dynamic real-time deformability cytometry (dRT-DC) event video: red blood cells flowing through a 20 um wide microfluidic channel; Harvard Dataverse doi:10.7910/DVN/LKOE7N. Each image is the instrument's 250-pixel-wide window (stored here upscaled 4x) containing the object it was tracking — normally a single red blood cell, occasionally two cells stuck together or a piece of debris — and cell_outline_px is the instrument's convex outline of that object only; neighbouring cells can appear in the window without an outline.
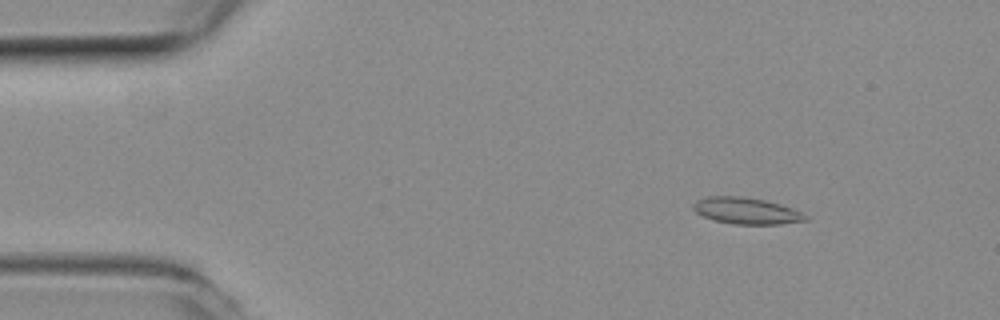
{"species": "common noctule bat (a hibernating species)", "species_latin": "Nyctalus noctula", "temperature_condition": "room temperature", "stored_images_in_passage": 54, "camera_frame_rate_fps": 3000, "um_per_image_px": 0.085, "animal": {"sex": "female", "body_mass_g": 19.3, "forearm_length_mm": 54.1}, "frame": {"image": 1, "passage_image": 7, "time_ms": 2.0, "image_size_px": [1000, 320], "cell_outline_px": [[808, 220], [780, 224], [732, 224], [712, 220], [696, 212], [692, 208], [692, 204], [696, 200], [708, 196], [740, 196], [764, 200], [780, 204], [792, 208], [808, 216]], "centroid_in_image_um": [63.41, 17.92], "position_along_channel_um": 21.6, "area_um2": 17.34}}
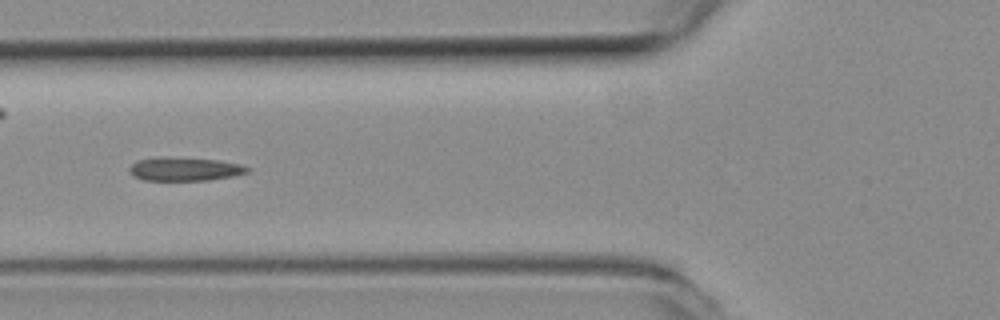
{"frame": {"image": 2, "passage_image": 20, "time_ms": 6.333, "image_size_px": [1000, 320], "cell_outline_px": [[252, 168], [248, 172], [236, 176], [208, 180], [144, 180], [132, 176], [128, 168], [136, 160], [160, 156], [168, 156], [216, 160], [244, 164]], "centroid_in_image_um": [15.72, 14.36], "position_along_channel_um": 110.1, "area_um2": 16.59}}
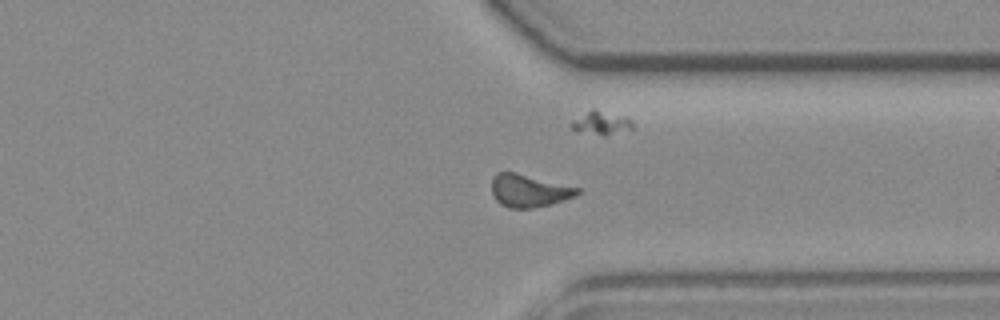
{"frame": {"image": 3, "passage_image": 40, "time_ms": 13.0, "image_size_px": [1000, 320], "cell_outline_px": [[580, 192], [576, 196], [552, 204], [532, 208], [508, 208], [500, 204], [496, 200], [492, 192], [492, 176], [496, 172], [516, 172], [580, 188]], "centroid_in_image_um": [44.95, 16.21], "position_along_channel_um": 366.4, "area_um2": 16.42}, "authors_computed_cell_mechanics": {"area_um2": 16.2996, "velocity_mm_per_s": 3.8544, "shape_relaxation_time_tau1_ms": null, "shape_relaxation_time_tau2_ms": 7.7192, "deformation_change_tau1": null, "deformation_change_tau2": 0.1486}}